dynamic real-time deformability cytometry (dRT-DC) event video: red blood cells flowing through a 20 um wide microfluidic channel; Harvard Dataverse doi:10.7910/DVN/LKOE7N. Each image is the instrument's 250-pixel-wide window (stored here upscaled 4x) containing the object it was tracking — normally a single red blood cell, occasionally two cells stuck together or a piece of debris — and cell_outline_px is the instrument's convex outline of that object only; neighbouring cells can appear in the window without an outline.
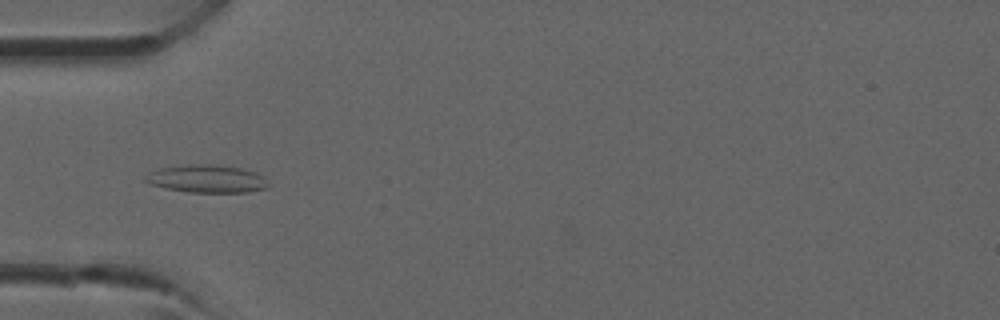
{"species": "common noctule bat (a hibernating species)", "species_latin": "Nyctalus noctula", "temperature_condition": "room temperature", "stored_images_in_passage": 31, "camera_frame_rate_fps": 3000, "um_per_image_px": 0.085, "animal": {"sex": "male", "forearm_length_mm": 52.5}, "frame": {"image": 1, "passage_image": 5, "time_ms": 1.333, "image_size_px": [1000, 320], "cell_outline_px": [[268, 188], [248, 192], [188, 192], [148, 184], [144, 180], [144, 176], [160, 168], [188, 164], [212, 164], [240, 168], [256, 172], [264, 176], [268, 184]], "centroid_in_image_um": [17.6, 15.2], "position_along_channel_um": 67.4, "area_um2": 19.88}}
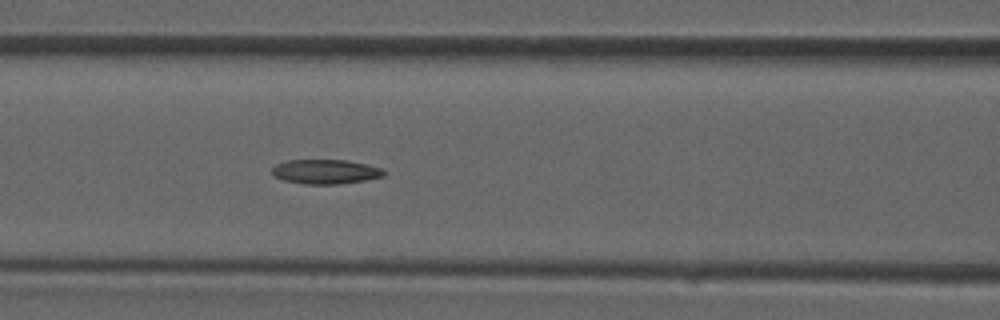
{"frame": {"image": 2, "passage_image": 9, "time_ms": 2.667, "image_size_px": [1000, 320], "cell_outline_px": [[388, 172], [384, 176], [364, 180], [340, 184], [304, 184], [284, 180], [276, 176], [272, 172], [272, 168], [276, 164], [288, 160], [348, 160], [368, 164], [384, 168]], "centroid_in_image_um": [27.74, 14.58], "position_along_channel_um": 138.9, "area_um2": 16.07}}
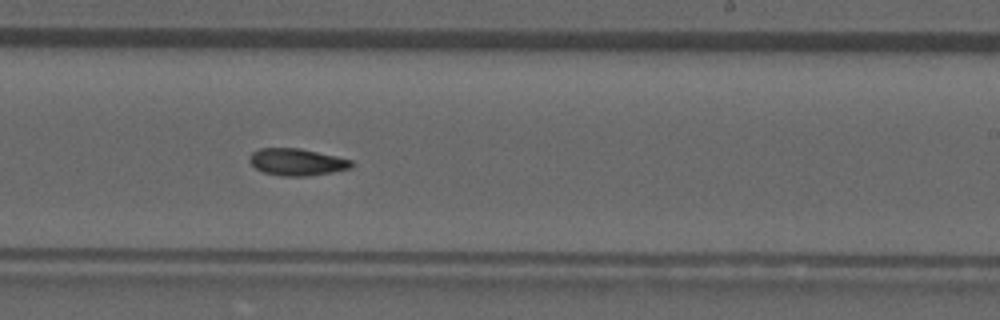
{"frame": {"image": 3, "passage_image": 16, "time_ms": 5.0, "image_size_px": [1000, 320], "cell_outline_px": [[352, 168], [332, 172], [308, 176], [280, 176], [264, 172], [256, 168], [248, 160], [248, 156], [252, 152], [260, 148], [300, 148], [336, 156], [352, 160]], "centroid_in_image_um": [25.22, 13.77], "position_along_channel_um": 263.8, "area_um2": 16.07}}